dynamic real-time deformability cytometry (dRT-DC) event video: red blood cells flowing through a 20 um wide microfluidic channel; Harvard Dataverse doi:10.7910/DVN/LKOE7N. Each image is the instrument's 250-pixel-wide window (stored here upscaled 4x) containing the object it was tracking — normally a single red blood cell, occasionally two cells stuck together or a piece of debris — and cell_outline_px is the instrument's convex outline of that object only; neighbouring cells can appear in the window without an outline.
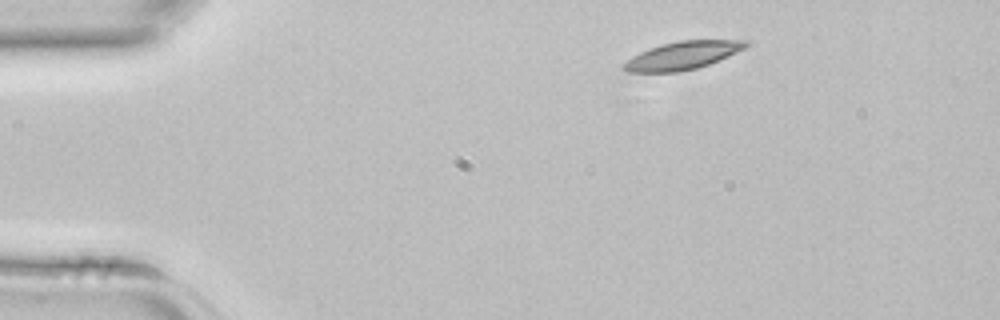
{"species": "common noctule bat (a hibernating species)", "species_latin": "Nyctalus noctula", "temperature_condition": "room temperature", "stored_images_in_passage": 4, "camera_frame_rate_fps": 3000, "um_per_image_px": 0.085, "animal": {"sex": "female", "body_mass_g": 22.7, "forearm_length_mm": 54.2}, "frame": {"image": 1, "passage_image": 1, "time_ms": 0.0, "image_size_px": [1000, 320], "cell_outline_px": [[748, 44], [744, 48], [728, 56], [708, 64], [696, 68], [676, 72], [628, 72], [620, 68], [632, 56], [648, 48], [660, 44], [680, 40], [748, 40]], "centroid_in_image_um": [57.98, 4.71], "position_along_channel_um": 27.0, "area_um2": 19.77}}
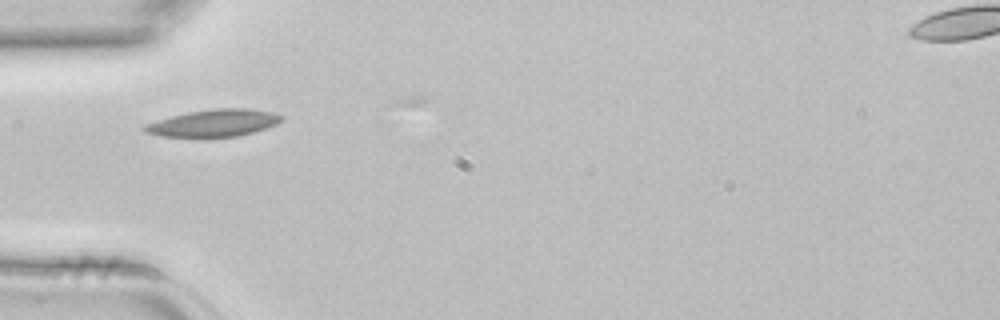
{"frame": {"image": 2, "passage_image": 3, "time_ms": 0.667, "image_size_px": [1000, 320], "cell_outline_px": [[284, 120], [276, 124], [240, 136], [164, 136], [144, 132], [140, 128], [144, 124], [172, 116], [188, 112], [212, 108], [248, 108], [272, 112], [284, 116]], "centroid_in_image_um": [18.18, 10.44], "position_along_channel_um": 66.8, "area_um2": 21.44}}